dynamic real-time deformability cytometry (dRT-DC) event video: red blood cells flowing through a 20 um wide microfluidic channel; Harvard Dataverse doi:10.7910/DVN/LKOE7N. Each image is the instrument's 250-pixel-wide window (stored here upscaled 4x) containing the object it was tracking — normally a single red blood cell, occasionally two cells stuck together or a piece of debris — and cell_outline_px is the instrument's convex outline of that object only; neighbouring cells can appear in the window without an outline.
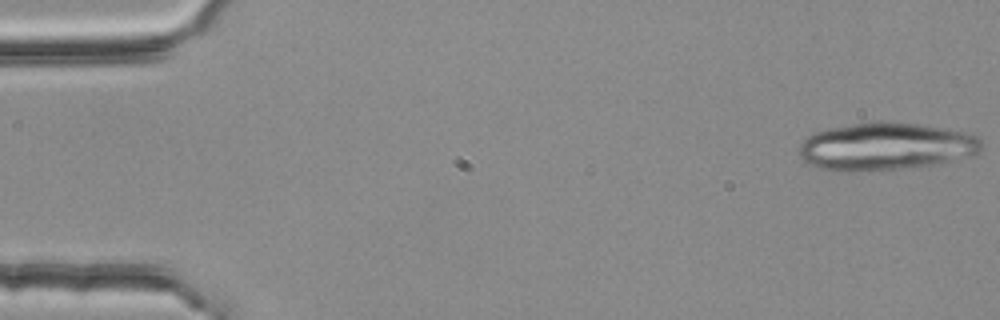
{"species": "common noctule bat (a hibernating species)", "species_latin": "Nyctalus noctula", "temperature_condition": "room temperature", "stored_images_in_passage": 5, "camera_frame_rate_fps": 3000, "um_per_image_px": 0.085, "animal": {"sex": "female", "body_mass_g": 25.1}, "frame": {"image": 1, "passage_image": 1, "time_ms": 0.0, "image_size_px": [1000, 320], "cell_outline_px": [[984, 148], [980, 152], [932, 164], [900, 168], [856, 172], [840, 172], [816, 168], [804, 160], [800, 156], [800, 144], [808, 136], [816, 132], [832, 128], [872, 120], [888, 120], [920, 124], [948, 128], [964, 132], [976, 136], [984, 144]], "centroid_in_image_um": [75.26, 12.43], "position_along_channel_um": 9.7, "area_um2": 50.69}}